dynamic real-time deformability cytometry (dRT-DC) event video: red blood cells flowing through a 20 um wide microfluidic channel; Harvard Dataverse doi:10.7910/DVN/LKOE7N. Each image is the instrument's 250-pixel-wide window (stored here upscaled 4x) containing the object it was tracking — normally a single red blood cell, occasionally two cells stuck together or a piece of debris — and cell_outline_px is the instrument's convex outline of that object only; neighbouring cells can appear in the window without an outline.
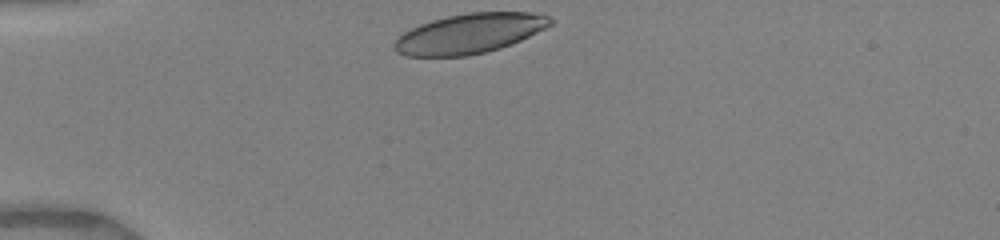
{"species": "human", "species_latin": "Homo sapiens", "temperature_condition": "warm", "stored_images_in_passage": 20, "camera_frame_rate_fps": 3000, "um_per_image_px": 0.085, "donor": {"sex": "female"}, "frame": {"image": 1, "passage_image": 1, "time_ms": 0.0, "image_size_px": [1000, 240], "cell_outline_px": [[556, 20], [552, 24], [512, 44], [500, 48], [468, 56], [404, 56], [396, 52], [392, 48], [392, 44], [404, 32], [420, 24], [432, 20], [448, 16], [468, 12], [532, 12], [548, 16]], "centroid_in_image_um": [39.89, 2.85], "position_along_channel_um": 45.1, "area_um2": 36.18}}
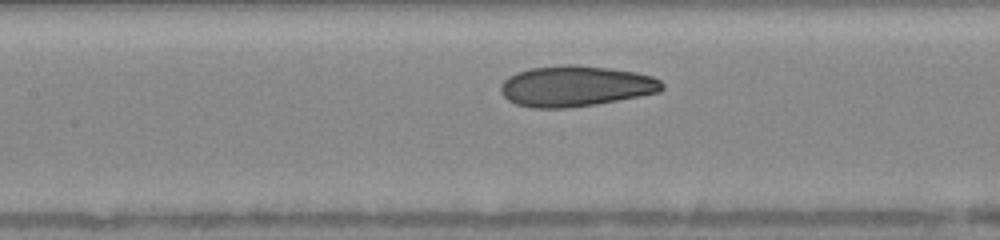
{"frame": {"image": 2, "passage_image": 14, "time_ms": 3.667, "image_size_px": [1000, 240], "cell_outline_px": [[664, 88], [660, 92], [640, 96], [596, 104], [568, 108], [532, 108], [516, 104], [508, 100], [500, 92], [500, 88], [504, 80], [508, 76], [516, 72], [528, 68], [564, 64], [572, 64], [608, 68], [636, 72], [652, 76], [660, 80], [664, 84]], "centroid_in_image_um": [48.92, 7.32], "position_along_channel_um": 158.5, "area_um2": 38.55}}
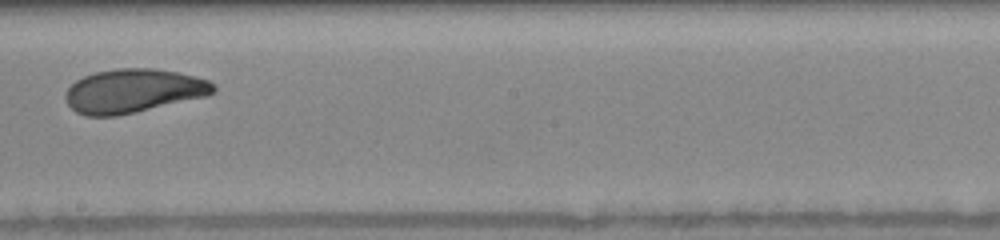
{"frame": {"image": 3, "passage_image": 17, "time_ms": 5.667, "image_size_px": [1000, 240], "cell_outline_px": [[216, 92], [208, 96], [136, 112], [116, 116], [84, 116], [76, 112], [68, 104], [64, 96], [68, 88], [76, 80], [84, 76], [96, 72], [116, 68], [152, 68], [176, 72], [196, 76], [208, 80], [216, 84]], "centroid_in_image_um": [11.36, 7.73], "position_along_channel_um": 236.8, "area_um2": 37.97}}